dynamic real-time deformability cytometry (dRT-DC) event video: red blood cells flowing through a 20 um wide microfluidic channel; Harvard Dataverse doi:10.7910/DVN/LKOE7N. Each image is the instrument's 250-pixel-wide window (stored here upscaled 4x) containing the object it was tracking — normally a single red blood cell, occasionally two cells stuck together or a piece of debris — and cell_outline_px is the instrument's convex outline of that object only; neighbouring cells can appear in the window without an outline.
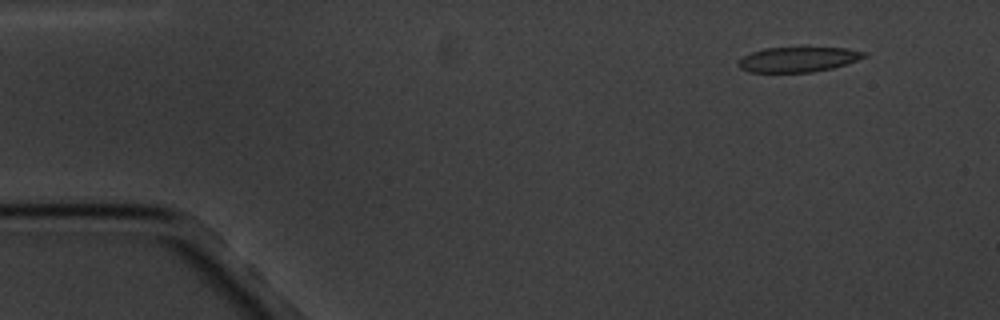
{"species": "common noctule bat (a hibernating species)", "species_latin": "Nyctalus noctula", "temperature_condition": "cold", "stored_images_in_passage": 4, "camera_frame_rate_fps": 3000, "um_per_image_px": 0.085, "animal": {"sex": "male", "body_mass_g": 20.1, "forearm_length_mm": 53.5}, "frame": {"image": 1, "passage_image": 1, "time_ms": 0.0, "image_size_px": [1000, 320], "cell_outline_px": [[868, 56], [832, 68], [812, 72], [748, 72], [740, 68], [736, 64], [744, 56], [752, 52], [764, 48], [804, 44], [848, 48], [868, 52]], "centroid_in_image_um": [67.88, 4.98], "position_along_channel_um": 17.1, "area_um2": 19.42}}
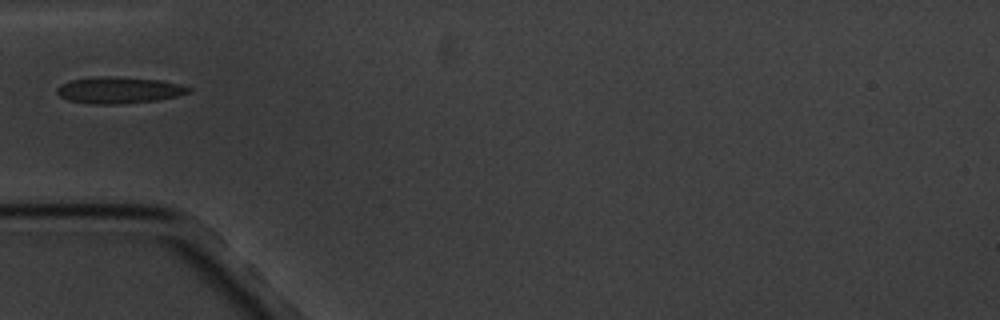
{"frame": {"image": 2, "passage_image": 4, "time_ms": 4.333, "image_size_px": [1000, 320], "cell_outline_px": [[192, 92], [176, 96], [156, 100], [116, 104], [88, 104], [68, 100], [60, 96], [56, 92], [56, 88], [60, 84], [72, 80], [96, 76], [116, 76], [160, 80], [180, 84], [192, 88]], "centroid_in_image_um": [10.09, 7.65], "position_along_channel_um": 74.9, "area_um2": 20.46}}